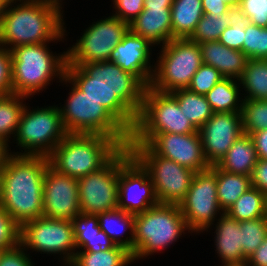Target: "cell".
<instances>
[{
    "mask_svg": "<svg viewBox=\"0 0 267 266\" xmlns=\"http://www.w3.org/2000/svg\"><path fill=\"white\" fill-rule=\"evenodd\" d=\"M113 16L130 24L144 9V0H113Z\"/></svg>",
    "mask_w": 267,
    "mask_h": 266,
    "instance_id": "cell-43",
    "label": "cell"
},
{
    "mask_svg": "<svg viewBox=\"0 0 267 266\" xmlns=\"http://www.w3.org/2000/svg\"><path fill=\"white\" fill-rule=\"evenodd\" d=\"M243 255L247 259L267 236V217L240 221Z\"/></svg>",
    "mask_w": 267,
    "mask_h": 266,
    "instance_id": "cell-37",
    "label": "cell"
},
{
    "mask_svg": "<svg viewBox=\"0 0 267 266\" xmlns=\"http://www.w3.org/2000/svg\"><path fill=\"white\" fill-rule=\"evenodd\" d=\"M238 16V9L233 7L223 14H203L189 39L198 44L207 41H218L221 33Z\"/></svg>",
    "mask_w": 267,
    "mask_h": 266,
    "instance_id": "cell-33",
    "label": "cell"
},
{
    "mask_svg": "<svg viewBox=\"0 0 267 266\" xmlns=\"http://www.w3.org/2000/svg\"><path fill=\"white\" fill-rule=\"evenodd\" d=\"M5 6H6V4L0 0V20H1L3 13H4Z\"/></svg>",
    "mask_w": 267,
    "mask_h": 266,
    "instance_id": "cell-52",
    "label": "cell"
},
{
    "mask_svg": "<svg viewBox=\"0 0 267 266\" xmlns=\"http://www.w3.org/2000/svg\"><path fill=\"white\" fill-rule=\"evenodd\" d=\"M197 131L171 93L153 90L148 86L128 144H148L157 134H189Z\"/></svg>",
    "mask_w": 267,
    "mask_h": 266,
    "instance_id": "cell-8",
    "label": "cell"
},
{
    "mask_svg": "<svg viewBox=\"0 0 267 266\" xmlns=\"http://www.w3.org/2000/svg\"><path fill=\"white\" fill-rule=\"evenodd\" d=\"M157 155L196 172L210 167L202 149L199 131L189 134H157L147 144Z\"/></svg>",
    "mask_w": 267,
    "mask_h": 266,
    "instance_id": "cell-19",
    "label": "cell"
},
{
    "mask_svg": "<svg viewBox=\"0 0 267 266\" xmlns=\"http://www.w3.org/2000/svg\"><path fill=\"white\" fill-rule=\"evenodd\" d=\"M8 148H6L3 144L0 143V170L2 163L4 161L5 156L8 154Z\"/></svg>",
    "mask_w": 267,
    "mask_h": 266,
    "instance_id": "cell-51",
    "label": "cell"
},
{
    "mask_svg": "<svg viewBox=\"0 0 267 266\" xmlns=\"http://www.w3.org/2000/svg\"><path fill=\"white\" fill-rule=\"evenodd\" d=\"M205 97L214 113L241 112L243 99H239V85L233 78H223Z\"/></svg>",
    "mask_w": 267,
    "mask_h": 266,
    "instance_id": "cell-31",
    "label": "cell"
},
{
    "mask_svg": "<svg viewBox=\"0 0 267 266\" xmlns=\"http://www.w3.org/2000/svg\"><path fill=\"white\" fill-rule=\"evenodd\" d=\"M20 227L0 207V250L9 249L19 243Z\"/></svg>",
    "mask_w": 267,
    "mask_h": 266,
    "instance_id": "cell-42",
    "label": "cell"
},
{
    "mask_svg": "<svg viewBox=\"0 0 267 266\" xmlns=\"http://www.w3.org/2000/svg\"><path fill=\"white\" fill-rule=\"evenodd\" d=\"M223 266H248V265L245 263V264H233V265H223Z\"/></svg>",
    "mask_w": 267,
    "mask_h": 266,
    "instance_id": "cell-54",
    "label": "cell"
},
{
    "mask_svg": "<svg viewBox=\"0 0 267 266\" xmlns=\"http://www.w3.org/2000/svg\"><path fill=\"white\" fill-rule=\"evenodd\" d=\"M258 161L255 144L248 134H243L216 164L223 171L251 176Z\"/></svg>",
    "mask_w": 267,
    "mask_h": 266,
    "instance_id": "cell-25",
    "label": "cell"
},
{
    "mask_svg": "<svg viewBox=\"0 0 267 266\" xmlns=\"http://www.w3.org/2000/svg\"><path fill=\"white\" fill-rule=\"evenodd\" d=\"M43 155L8 152L0 170V207L21 227L43 215V184L49 165Z\"/></svg>",
    "mask_w": 267,
    "mask_h": 266,
    "instance_id": "cell-2",
    "label": "cell"
},
{
    "mask_svg": "<svg viewBox=\"0 0 267 266\" xmlns=\"http://www.w3.org/2000/svg\"><path fill=\"white\" fill-rule=\"evenodd\" d=\"M198 131L206 161L216 165L244 134L241 112L213 113Z\"/></svg>",
    "mask_w": 267,
    "mask_h": 266,
    "instance_id": "cell-18",
    "label": "cell"
},
{
    "mask_svg": "<svg viewBox=\"0 0 267 266\" xmlns=\"http://www.w3.org/2000/svg\"><path fill=\"white\" fill-rule=\"evenodd\" d=\"M251 184L267 196V160L258 159L251 174Z\"/></svg>",
    "mask_w": 267,
    "mask_h": 266,
    "instance_id": "cell-46",
    "label": "cell"
},
{
    "mask_svg": "<svg viewBox=\"0 0 267 266\" xmlns=\"http://www.w3.org/2000/svg\"><path fill=\"white\" fill-rule=\"evenodd\" d=\"M186 230L190 231L179 205L159 203L134 215L133 260L166 249Z\"/></svg>",
    "mask_w": 267,
    "mask_h": 266,
    "instance_id": "cell-7",
    "label": "cell"
},
{
    "mask_svg": "<svg viewBox=\"0 0 267 266\" xmlns=\"http://www.w3.org/2000/svg\"><path fill=\"white\" fill-rule=\"evenodd\" d=\"M216 224L215 245L222 264H245L247 259L243 255L240 221L222 212Z\"/></svg>",
    "mask_w": 267,
    "mask_h": 266,
    "instance_id": "cell-23",
    "label": "cell"
},
{
    "mask_svg": "<svg viewBox=\"0 0 267 266\" xmlns=\"http://www.w3.org/2000/svg\"><path fill=\"white\" fill-rule=\"evenodd\" d=\"M131 252L116 245L100 252H76L68 266H127L133 262Z\"/></svg>",
    "mask_w": 267,
    "mask_h": 266,
    "instance_id": "cell-35",
    "label": "cell"
},
{
    "mask_svg": "<svg viewBox=\"0 0 267 266\" xmlns=\"http://www.w3.org/2000/svg\"><path fill=\"white\" fill-rule=\"evenodd\" d=\"M65 76L133 132L147 88L136 76L109 61L66 64Z\"/></svg>",
    "mask_w": 267,
    "mask_h": 266,
    "instance_id": "cell-1",
    "label": "cell"
},
{
    "mask_svg": "<svg viewBox=\"0 0 267 266\" xmlns=\"http://www.w3.org/2000/svg\"><path fill=\"white\" fill-rule=\"evenodd\" d=\"M66 132L57 106L29 111L25 106L18 125L16 138L24 153L19 155H43L48 157L65 138Z\"/></svg>",
    "mask_w": 267,
    "mask_h": 266,
    "instance_id": "cell-11",
    "label": "cell"
},
{
    "mask_svg": "<svg viewBox=\"0 0 267 266\" xmlns=\"http://www.w3.org/2000/svg\"><path fill=\"white\" fill-rule=\"evenodd\" d=\"M179 207L191 232H203L213 225L221 210L217 199L216 165L195 173Z\"/></svg>",
    "mask_w": 267,
    "mask_h": 266,
    "instance_id": "cell-15",
    "label": "cell"
},
{
    "mask_svg": "<svg viewBox=\"0 0 267 266\" xmlns=\"http://www.w3.org/2000/svg\"><path fill=\"white\" fill-rule=\"evenodd\" d=\"M224 77L213 66L202 64L193 75L188 89L200 95L208 93Z\"/></svg>",
    "mask_w": 267,
    "mask_h": 266,
    "instance_id": "cell-39",
    "label": "cell"
},
{
    "mask_svg": "<svg viewBox=\"0 0 267 266\" xmlns=\"http://www.w3.org/2000/svg\"><path fill=\"white\" fill-rule=\"evenodd\" d=\"M237 9L241 18L267 28V0H242Z\"/></svg>",
    "mask_w": 267,
    "mask_h": 266,
    "instance_id": "cell-40",
    "label": "cell"
},
{
    "mask_svg": "<svg viewBox=\"0 0 267 266\" xmlns=\"http://www.w3.org/2000/svg\"><path fill=\"white\" fill-rule=\"evenodd\" d=\"M152 44L130 30L111 52L109 62L136 76L146 87L151 83L154 69L150 66ZM150 49V50H149Z\"/></svg>",
    "mask_w": 267,
    "mask_h": 266,
    "instance_id": "cell-20",
    "label": "cell"
},
{
    "mask_svg": "<svg viewBox=\"0 0 267 266\" xmlns=\"http://www.w3.org/2000/svg\"><path fill=\"white\" fill-rule=\"evenodd\" d=\"M132 33L143 37L151 44L164 46L173 39L171 6L144 7L129 24Z\"/></svg>",
    "mask_w": 267,
    "mask_h": 266,
    "instance_id": "cell-21",
    "label": "cell"
},
{
    "mask_svg": "<svg viewBox=\"0 0 267 266\" xmlns=\"http://www.w3.org/2000/svg\"><path fill=\"white\" fill-rule=\"evenodd\" d=\"M176 98L181 111L198 130L214 113L205 95L190 91L188 88L171 92Z\"/></svg>",
    "mask_w": 267,
    "mask_h": 266,
    "instance_id": "cell-29",
    "label": "cell"
},
{
    "mask_svg": "<svg viewBox=\"0 0 267 266\" xmlns=\"http://www.w3.org/2000/svg\"><path fill=\"white\" fill-rule=\"evenodd\" d=\"M203 14L202 0H174L171 6L173 39L190 38Z\"/></svg>",
    "mask_w": 267,
    "mask_h": 266,
    "instance_id": "cell-26",
    "label": "cell"
},
{
    "mask_svg": "<svg viewBox=\"0 0 267 266\" xmlns=\"http://www.w3.org/2000/svg\"><path fill=\"white\" fill-rule=\"evenodd\" d=\"M1 1H3L6 5H8V4H13L17 1H22V0H1Z\"/></svg>",
    "mask_w": 267,
    "mask_h": 266,
    "instance_id": "cell-53",
    "label": "cell"
},
{
    "mask_svg": "<svg viewBox=\"0 0 267 266\" xmlns=\"http://www.w3.org/2000/svg\"><path fill=\"white\" fill-rule=\"evenodd\" d=\"M12 93V59L11 52L0 47V95Z\"/></svg>",
    "mask_w": 267,
    "mask_h": 266,
    "instance_id": "cell-44",
    "label": "cell"
},
{
    "mask_svg": "<svg viewBox=\"0 0 267 266\" xmlns=\"http://www.w3.org/2000/svg\"><path fill=\"white\" fill-rule=\"evenodd\" d=\"M122 147L99 134H67L48 156L58 172L79 179L104 167Z\"/></svg>",
    "mask_w": 267,
    "mask_h": 266,
    "instance_id": "cell-4",
    "label": "cell"
},
{
    "mask_svg": "<svg viewBox=\"0 0 267 266\" xmlns=\"http://www.w3.org/2000/svg\"><path fill=\"white\" fill-rule=\"evenodd\" d=\"M19 243L25 249L37 252L62 253L65 265L70 264L75 256L76 244L70 220L44 216L31 220L20 227Z\"/></svg>",
    "mask_w": 267,
    "mask_h": 266,
    "instance_id": "cell-13",
    "label": "cell"
},
{
    "mask_svg": "<svg viewBox=\"0 0 267 266\" xmlns=\"http://www.w3.org/2000/svg\"><path fill=\"white\" fill-rule=\"evenodd\" d=\"M243 53L248 59H267V28L246 20Z\"/></svg>",
    "mask_w": 267,
    "mask_h": 266,
    "instance_id": "cell-38",
    "label": "cell"
},
{
    "mask_svg": "<svg viewBox=\"0 0 267 266\" xmlns=\"http://www.w3.org/2000/svg\"><path fill=\"white\" fill-rule=\"evenodd\" d=\"M217 199L222 212H226L233 203L252 187L251 177L220 170L216 166Z\"/></svg>",
    "mask_w": 267,
    "mask_h": 266,
    "instance_id": "cell-28",
    "label": "cell"
},
{
    "mask_svg": "<svg viewBox=\"0 0 267 266\" xmlns=\"http://www.w3.org/2000/svg\"><path fill=\"white\" fill-rule=\"evenodd\" d=\"M24 251L25 248L20 243L9 249L2 250L0 266H34L29 255Z\"/></svg>",
    "mask_w": 267,
    "mask_h": 266,
    "instance_id": "cell-45",
    "label": "cell"
},
{
    "mask_svg": "<svg viewBox=\"0 0 267 266\" xmlns=\"http://www.w3.org/2000/svg\"><path fill=\"white\" fill-rule=\"evenodd\" d=\"M80 213L78 179L58 172L49 164L44 176L42 216L71 221Z\"/></svg>",
    "mask_w": 267,
    "mask_h": 266,
    "instance_id": "cell-17",
    "label": "cell"
},
{
    "mask_svg": "<svg viewBox=\"0 0 267 266\" xmlns=\"http://www.w3.org/2000/svg\"><path fill=\"white\" fill-rule=\"evenodd\" d=\"M241 118L244 134L267 129V100L243 99Z\"/></svg>",
    "mask_w": 267,
    "mask_h": 266,
    "instance_id": "cell-36",
    "label": "cell"
},
{
    "mask_svg": "<svg viewBox=\"0 0 267 266\" xmlns=\"http://www.w3.org/2000/svg\"><path fill=\"white\" fill-rule=\"evenodd\" d=\"M158 204L148 172L130 155L120 165L118 208L137 215Z\"/></svg>",
    "mask_w": 267,
    "mask_h": 266,
    "instance_id": "cell-16",
    "label": "cell"
},
{
    "mask_svg": "<svg viewBox=\"0 0 267 266\" xmlns=\"http://www.w3.org/2000/svg\"><path fill=\"white\" fill-rule=\"evenodd\" d=\"M59 2L22 0L14 8V4L6 5L0 20V46L10 51L20 45L62 40L66 30Z\"/></svg>",
    "mask_w": 267,
    "mask_h": 266,
    "instance_id": "cell-3",
    "label": "cell"
},
{
    "mask_svg": "<svg viewBox=\"0 0 267 266\" xmlns=\"http://www.w3.org/2000/svg\"><path fill=\"white\" fill-rule=\"evenodd\" d=\"M226 213L237 221L266 217V195L255 187L244 192Z\"/></svg>",
    "mask_w": 267,
    "mask_h": 266,
    "instance_id": "cell-34",
    "label": "cell"
},
{
    "mask_svg": "<svg viewBox=\"0 0 267 266\" xmlns=\"http://www.w3.org/2000/svg\"><path fill=\"white\" fill-rule=\"evenodd\" d=\"M25 97L14 93L0 95V143L6 148L9 146L10 135L17 133L22 112L26 106L22 102Z\"/></svg>",
    "mask_w": 267,
    "mask_h": 266,
    "instance_id": "cell-30",
    "label": "cell"
},
{
    "mask_svg": "<svg viewBox=\"0 0 267 266\" xmlns=\"http://www.w3.org/2000/svg\"><path fill=\"white\" fill-rule=\"evenodd\" d=\"M97 216L100 229L104 231L116 245L125 248L131 252L133 256L134 215L116 208L104 213H98ZM128 229L131 231V236L126 239H121L122 233Z\"/></svg>",
    "mask_w": 267,
    "mask_h": 266,
    "instance_id": "cell-27",
    "label": "cell"
},
{
    "mask_svg": "<svg viewBox=\"0 0 267 266\" xmlns=\"http://www.w3.org/2000/svg\"><path fill=\"white\" fill-rule=\"evenodd\" d=\"M244 86L248 100H267V59H248L238 80Z\"/></svg>",
    "mask_w": 267,
    "mask_h": 266,
    "instance_id": "cell-32",
    "label": "cell"
},
{
    "mask_svg": "<svg viewBox=\"0 0 267 266\" xmlns=\"http://www.w3.org/2000/svg\"><path fill=\"white\" fill-rule=\"evenodd\" d=\"M76 248L79 252H100L112 249L116 244L100 229L97 215L80 213L72 220Z\"/></svg>",
    "mask_w": 267,
    "mask_h": 266,
    "instance_id": "cell-24",
    "label": "cell"
},
{
    "mask_svg": "<svg viewBox=\"0 0 267 266\" xmlns=\"http://www.w3.org/2000/svg\"><path fill=\"white\" fill-rule=\"evenodd\" d=\"M256 148L258 159L267 160V129L250 134Z\"/></svg>",
    "mask_w": 267,
    "mask_h": 266,
    "instance_id": "cell-48",
    "label": "cell"
},
{
    "mask_svg": "<svg viewBox=\"0 0 267 266\" xmlns=\"http://www.w3.org/2000/svg\"><path fill=\"white\" fill-rule=\"evenodd\" d=\"M248 266H267V236L255 252L247 258Z\"/></svg>",
    "mask_w": 267,
    "mask_h": 266,
    "instance_id": "cell-49",
    "label": "cell"
},
{
    "mask_svg": "<svg viewBox=\"0 0 267 266\" xmlns=\"http://www.w3.org/2000/svg\"><path fill=\"white\" fill-rule=\"evenodd\" d=\"M158 59L149 87L165 93L188 88L203 64L199 44L189 38L169 41Z\"/></svg>",
    "mask_w": 267,
    "mask_h": 266,
    "instance_id": "cell-9",
    "label": "cell"
},
{
    "mask_svg": "<svg viewBox=\"0 0 267 266\" xmlns=\"http://www.w3.org/2000/svg\"><path fill=\"white\" fill-rule=\"evenodd\" d=\"M47 43L20 45L10 50L12 59V93L27 97L38 93L57 75L65 76L66 52L53 55Z\"/></svg>",
    "mask_w": 267,
    "mask_h": 266,
    "instance_id": "cell-5",
    "label": "cell"
},
{
    "mask_svg": "<svg viewBox=\"0 0 267 266\" xmlns=\"http://www.w3.org/2000/svg\"><path fill=\"white\" fill-rule=\"evenodd\" d=\"M242 0H202L204 14H223L231 7L238 8Z\"/></svg>",
    "mask_w": 267,
    "mask_h": 266,
    "instance_id": "cell-47",
    "label": "cell"
},
{
    "mask_svg": "<svg viewBox=\"0 0 267 266\" xmlns=\"http://www.w3.org/2000/svg\"><path fill=\"white\" fill-rule=\"evenodd\" d=\"M266 217H267V196H266Z\"/></svg>",
    "mask_w": 267,
    "mask_h": 266,
    "instance_id": "cell-55",
    "label": "cell"
},
{
    "mask_svg": "<svg viewBox=\"0 0 267 266\" xmlns=\"http://www.w3.org/2000/svg\"><path fill=\"white\" fill-rule=\"evenodd\" d=\"M199 46L203 64L213 66L224 78L240 79L248 61L242 51L228 48L219 41H207Z\"/></svg>",
    "mask_w": 267,
    "mask_h": 266,
    "instance_id": "cell-22",
    "label": "cell"
},
{
    "mask_svg": "<svg viewBox=\"0 0 267 266\" xmlns=\"http://www.w3.org/2000/svg\"><path fill=\"white\" fill-rule=\"evenodd\" d=\"M73 85L66 105L59 107L63 126L68 134H99L114 139L122 148L128 147L130 133L96 100Z\"/></svg>",
    "mask_w": 267,
    "mask_h": 266,
    "instance_id": "cell-6",
    "label": "cell"
},
{
    "mask_svg": "<svg viewBox=\"0 0 267 266\" xmlns=\"http://www.w3.org/2000/svg\"><path fill=\"white\" fill-rule=\"evenodd\" d=\"M128 149L148 172L158 202L179 205L190 188L195 172L157 155L147 144H128Z\"/></svg>",
    "mask_w": 267,
    "mask_h": 266,
    "instance_id": "cell-10",
    "label": "cell"
},
{
    "mask_svg": "<svg viewBox=\"0 0 267 266\" xmlns=\"http://www.w3.org/2000/svg\"><path fill=\"white\" fill-rule=\"evenodd\" d=\"M129 30V23L113 15L95 22L84 31L76 45L66 51L67 64L108 61Z\"/></svg>",
    "mask_w": 267,
    "mask_h": 266,
    "instance_id": "cell-14",
    "label": "cell"
},
{
    "mask_svg": "<svg viewBox=\"0 0 267 266\" xmlns=\"http://www.w3.org/2000/svg\"><path fill=\"white\" fill-rule=\"evenodd\" d=\"M246 20L238 16L227 28L221 33L218 41L228 48L243 52L244 30Z\"/></svg>",
    "mask_w": 267,
    "mask_h": 266,
    "instance_id": "cell-41",
    "label": "cell"
},
{
    "mask_svg": "<svg viewBox=\"0 0 267 266\" xmlns=\"http://www.w3.org/2000/svg\"><path fill=\"white\" fill-rule=\"evenodd\" d=\"M130 155L124 147L100 170L78 179L81 213L97 215L118 208L120 165Z\"/></svg>",
    "mask_w": 267,
    "mask_h": 266,
    "instance_id": "cell-12",
    "label": "cell"
},
{
    "mask_svg": "<svg viewBox=\"0 0 267 266\" xmlns=\"http://www.w3.org/2000/svg\"><path fill=\"white\" fill-rule=\"evenodd\" d=\"M174 0H144V7L172 6Z\"/></svg>",
    "mask_w": 267,
    "mask_h": 266,
    "instance_id": "cell-50",
    "label": "cell"
}]
</instances>
